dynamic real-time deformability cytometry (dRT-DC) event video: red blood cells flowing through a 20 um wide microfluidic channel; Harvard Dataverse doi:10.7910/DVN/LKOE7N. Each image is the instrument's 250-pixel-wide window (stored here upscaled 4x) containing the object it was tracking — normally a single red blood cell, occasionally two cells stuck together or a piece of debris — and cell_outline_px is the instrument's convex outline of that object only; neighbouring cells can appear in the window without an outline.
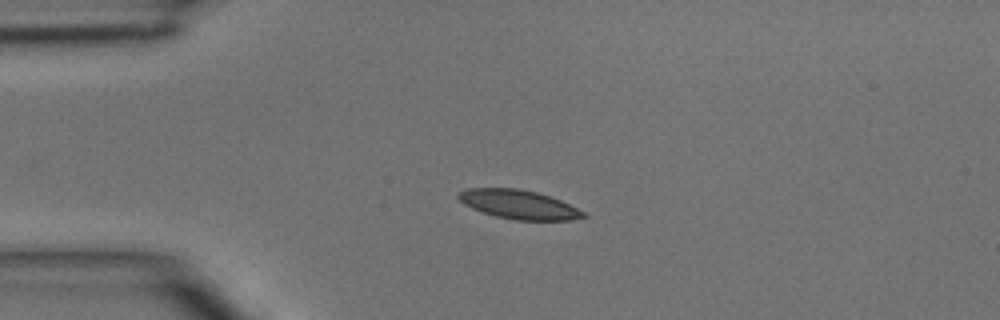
{"species": "common noctule bat (a hibernating species)", "species_latin": "Nyctalus noctula", "temperature_condition": "room temperature", "stored_images_in_passage": 3, "camera_frame_rate_fps": 3000, "um_per_image_px": 0.085, "animal": {"sex": "male", "body_mass_g": 15.6}, "frame": {"image": 1, "passage_image": 3, "time_ms": 0.667, "image_size_px": [1000, 320], "cell_outline_px": [[588, 216], [568, 220], [516, 220], [496, 216], [472, 208], [464, 204], [456, 196], [460, 192], [468, 188], [516, 188], [536, 192], [560, 200], [584, 212]], "centroid_in_image_um": [44.08, 17.38], "position_along_channel_um": 40.9, "area_um2": 20.75}}